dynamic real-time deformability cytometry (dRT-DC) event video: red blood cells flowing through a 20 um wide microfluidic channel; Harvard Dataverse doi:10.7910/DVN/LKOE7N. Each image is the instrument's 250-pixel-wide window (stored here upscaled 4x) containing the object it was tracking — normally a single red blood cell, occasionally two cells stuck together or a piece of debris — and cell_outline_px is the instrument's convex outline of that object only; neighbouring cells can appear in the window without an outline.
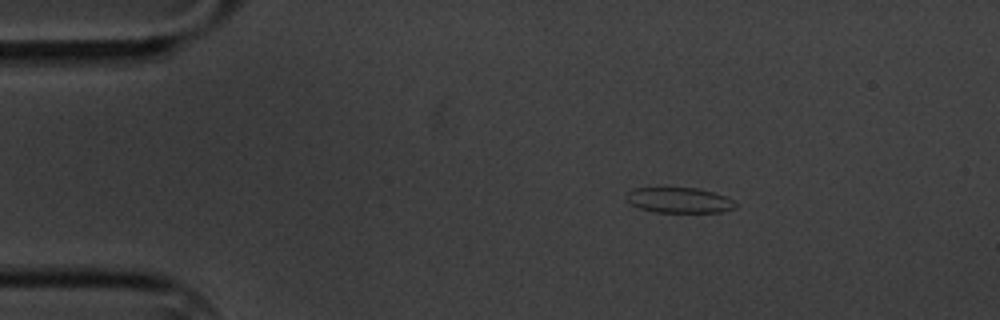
{"species": "common noctule bat (a hibernating species)", "species_latin": "Nyctalus noctula", "temperature_condition": "cold", "stored_images_in_passage": 3, "camera_frame_rate_fps": 3000, "um_per_image_px": 0.085, "animal": {"sex": "male", "body_mass_g": 20.1, "forearm_length_mm": 53.5}, "frame": {"image": 1, "passage_image": 1, "time_ms": 0.0, "image_size_px": [1000, 320], "cell_outline_px": [[736, 208], [720, 212], [656, 212], [640, 208], [632, 204], [628, 200], [628, 192], [636, 188], [696, 188], [712, 192], [724, 196], [732, 200], [736, 204]], "centroid_in_image_um": [57.76, 17.02], "position_along_channel_um": 27.2, "area_um2": 15.78}}